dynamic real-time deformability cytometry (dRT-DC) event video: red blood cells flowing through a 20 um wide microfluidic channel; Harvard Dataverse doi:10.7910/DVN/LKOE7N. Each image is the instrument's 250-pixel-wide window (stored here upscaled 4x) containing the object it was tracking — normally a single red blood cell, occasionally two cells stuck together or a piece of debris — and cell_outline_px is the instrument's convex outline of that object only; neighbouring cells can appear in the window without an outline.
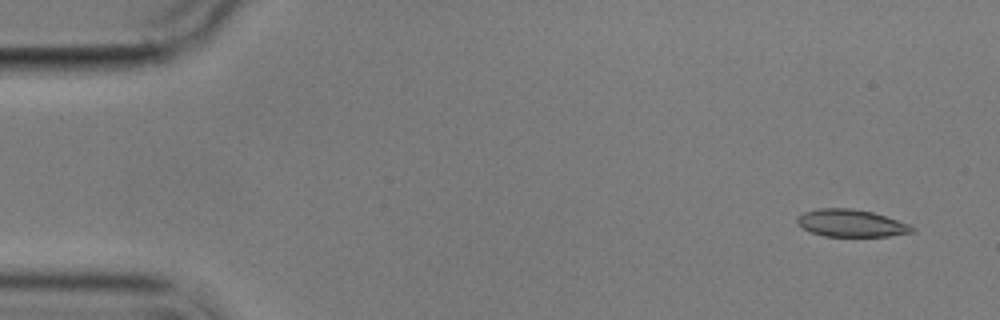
{"species": "common noctule bat (a hibernating species)", "species_latin": "Nyctalus noctula", "temperature_condition": "cold", "stored_images_in_passage": 14, "camera_frame_rate_fps": 3000, "um_per_image_px": 0.085, "animal": {"sex": "male", "body_mass_g": 17.9}, "frame": {"image": 1, "passage_image": 1, "time_ms": 0.0, "image_size_px": [1000, 320], "cell_outline_px": [[916, 228], [912, 232], [888, 236], [824, 236], [812, 232], [804, 228], [796, 220], [796, 216], [804, 212], [816, 208], [852, 208], [872, 212], [908, 224]], "centroid_in_image_um": [72.31, 18.96], "position_along_channel_um": 12.7, "area_um2": 18.09}}
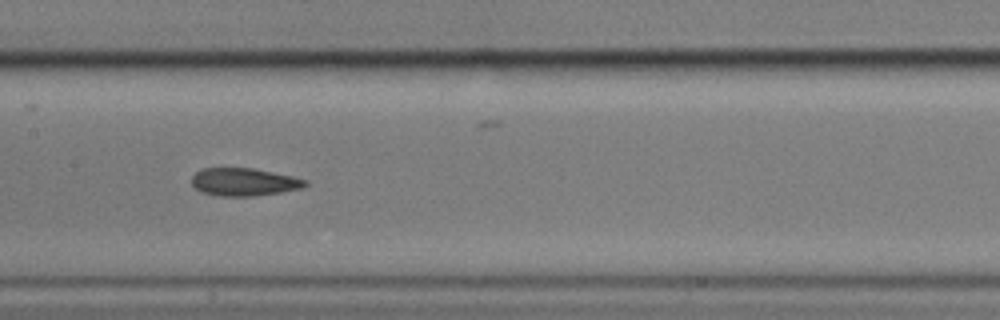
{"frame": {"image": 2, "passage_image": 7, "time_ms": 8.0, "image_size_px": [1000, 320], "cell_outline_px": [[308, 184], [300, 188], [280, 192], [252, 196], [216, 196], [200, 192], [192, 184], [192, 176], [200, 168], [252, 168], [292, 176], [308, 180]], "centroid_in_image_um": [20.7, 15.47], "position_along_channel_um": 186.7, "area_um2": 18.38}}
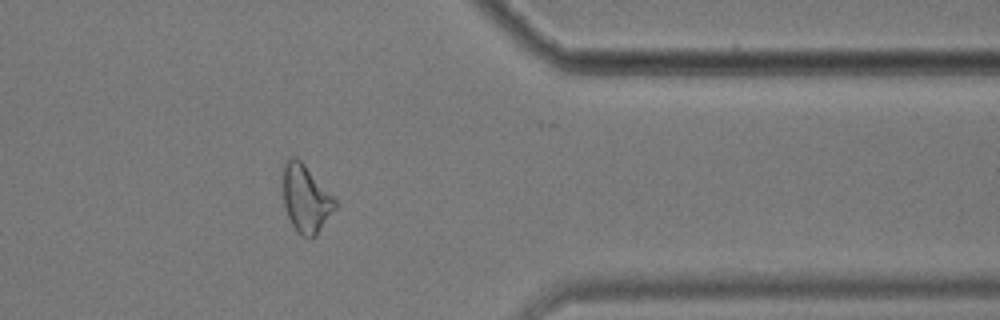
{"frame": {"image": 3, "passage_image": 12, "time_ms": 14.0, "image_size_px": [1000, 320], "cell_outline_px": [[336, 208], [316, 236], [300, 236], [296, 232], [288, 216], [284, 204], [284, 160], [292, 156], [296, 156], [304, 164], [336, 200]], "centroid_in_image_um": [25.99, 16.89], "position_along_channel_um": 385.4, "area_um2": 20.17}, "authors_computed_cell_mechanics": {"area_um2": 18.5538, "velocity_mm_per_s": 3.5624, "shape_relaxation_time_tau1_ms": 6.0937, "shape_relaxation_time_tau2_ms": 2.5901, "deformation_change_tau1": 0.1448, "deformation_change_tau2": 0.0981}}